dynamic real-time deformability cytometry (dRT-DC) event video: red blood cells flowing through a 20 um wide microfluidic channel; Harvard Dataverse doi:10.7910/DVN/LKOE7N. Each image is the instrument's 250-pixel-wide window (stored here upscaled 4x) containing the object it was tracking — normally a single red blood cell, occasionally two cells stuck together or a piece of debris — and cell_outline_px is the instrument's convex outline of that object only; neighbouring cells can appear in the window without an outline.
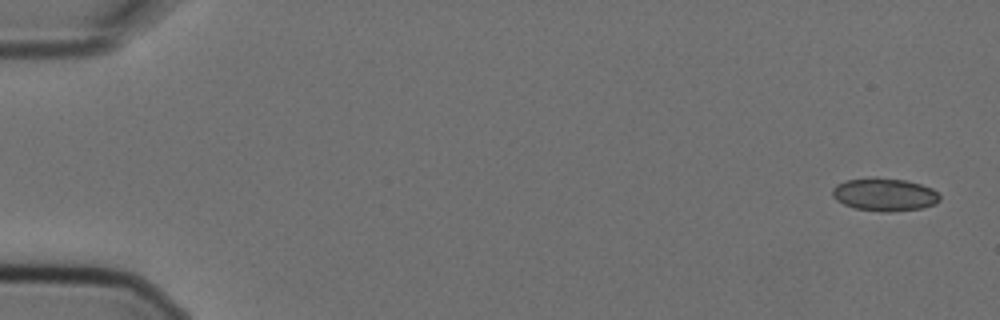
{"species": "Egyptian fruit bat (a non-hibernating species)", "species_latin": "Rousettus aegyptiacus", "temperature_condition": "cold", "stored_images_in_passage": 6, "camera_frame_rate_fps": 3000, "um_per_image_px": 0.085, "animal": {"sex": "female"}, "frame": {"image": 1, "passage_image": 1, "time_ms": 0.0, "image_size_px": [1000, 320], "cell_outline_px": [[940, 200], [936, 204], [924, 208], [888, 212], [880, 212], [856, 208], [844, 204], [836, 200], [832, 196], [832, 188], [836, 184], [844, 180], [876, 176], [904, 180], [920, 184], [932, 188], [940, 196]], "centroid_in_image_um": [75.17, 16.52], "position_along_channel_um": 9.8, "area_um2": 20.92}}
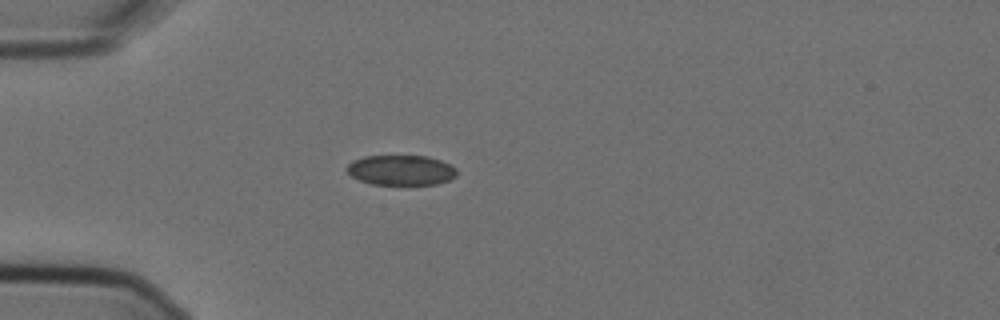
{"frame": {"image": 2, "passage_image": 5, "time_ms": 1.333, "image_size_px": [1000, 320], "cell_outline_px": [[456, 176], [448, 180], [436, 184], [372, 184], [360, 180], [352, 176], [344, 168], [352, 160], [364, 156], [428, 156], [440, 160], [456, 168]], "centroid_in_image_um": [34.05, 14.45], "position_along_channel_um": 50.9, "area_um2": 19.19}}